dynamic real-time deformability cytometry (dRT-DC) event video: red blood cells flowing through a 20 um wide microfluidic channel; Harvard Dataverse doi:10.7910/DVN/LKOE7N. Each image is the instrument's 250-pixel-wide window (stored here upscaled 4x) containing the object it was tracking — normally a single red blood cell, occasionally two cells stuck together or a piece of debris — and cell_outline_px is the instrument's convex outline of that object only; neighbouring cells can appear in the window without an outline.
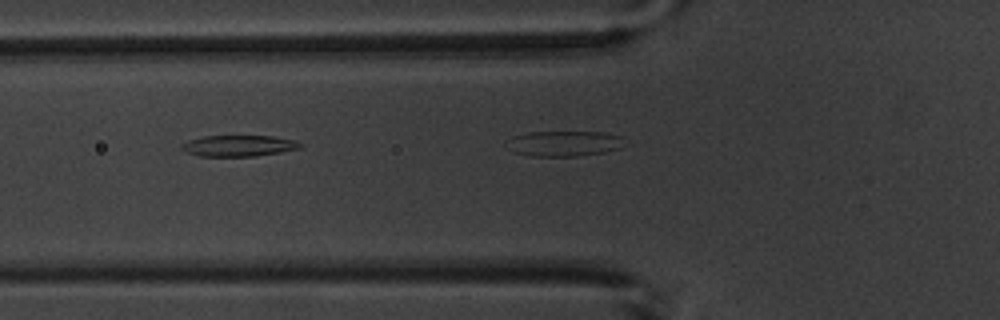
{"species": "common noctule bat (a hibernating species)", "species_latin": "Nyctalus noctula", "temperature_condition": "warm", "stored_images_in_passage": 10, "camera_frame_rate_fps": 3000, "um_per_image_px": 0.085, "animal": {"sex": "male", "body_mass_g": 20.1, "forearm_length_mm": 53.5}, "frame": {"image": 1, "passage_image": 6, "time_ms": 6.0, "image_size_px": [1000, 320], "cell_outline_px": [[304, 144], [300, 148], [280, 152], [256, 156], [200, 156], [184, 152], [180, 148], [180, 144], [188, 140], [204, 136], [272, 136], [296, 140]], "centroid_in_image_um": [20.27, 12.39], "position_along_channel_um": 105.5, "area_um2": 14.74}}
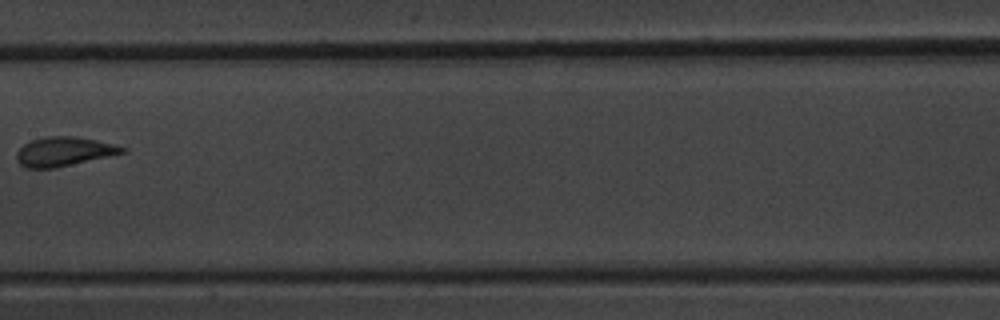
{"frame": {"image": 2, "passage_image": 9, "time_ms": 9.333, "image_size_px": [1000, 320], "cell_outline_px": [[128, 152], [56, 168], [24, 168], [16, 160], [16, 152], [24, 144], [32, 140], [44, 136], [76, 136], [96, 140], [128, 148]], "centroid_in_image_um": [5.43, 12.88], "position_along_channel_um": 202.0, "area_um2": 18.15}}
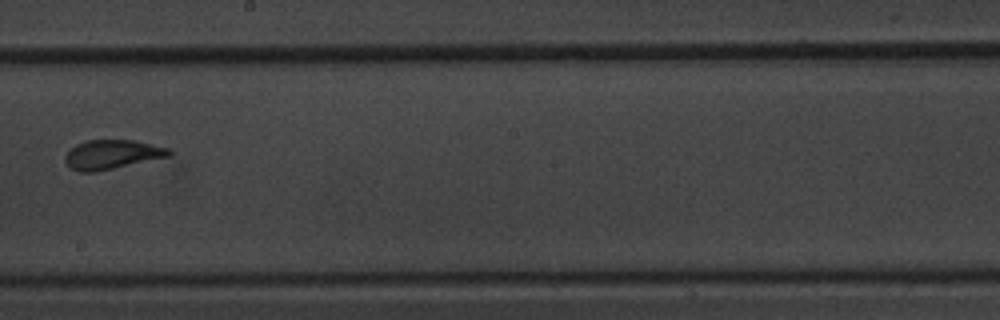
{"frame": {"image": 3, "passage_image": 10, "time_ms": 10.333, "image_size_px": [1000, 320], "cell_outline_px": [[172, 156], [96, 172], [80, 172], [72, 168], [64, 160], [64, 156], [76, 144], [88, 140], [132, 140], [168, 148], [172, 152]], "centroid_in_image_um": [9.53, 13.14], "position_along_channel_um": 238.7, "area_um2": 17.63}}